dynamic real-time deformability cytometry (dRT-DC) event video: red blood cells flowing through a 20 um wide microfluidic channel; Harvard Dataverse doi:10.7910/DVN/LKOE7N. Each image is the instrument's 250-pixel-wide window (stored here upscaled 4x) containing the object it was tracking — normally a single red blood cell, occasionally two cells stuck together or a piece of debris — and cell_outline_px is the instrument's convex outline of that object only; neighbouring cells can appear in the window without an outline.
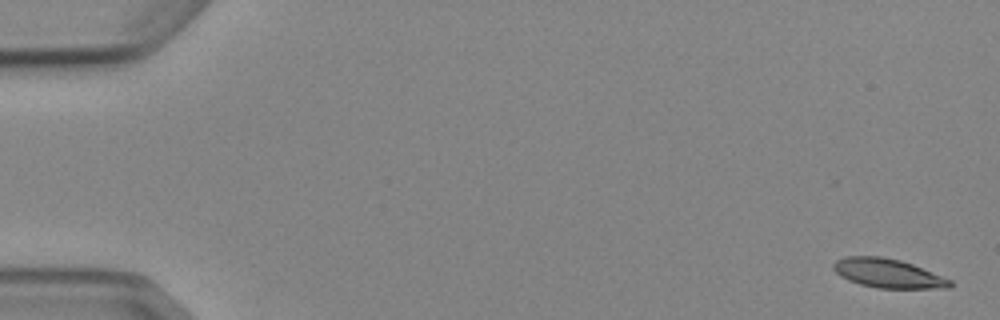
{"species": "Egyptian fruit bat (a non-hibernating species)", "species_latin": "Rousettus aegyptiacus", "temperature_condition": "cold", "stored_images_in_passage": 5, "camera_frame_rate_fps": 3000, "um_per_image_px": 0.085, "animal": {"sex": "female"}, "frame": {"image": 1, "passage_image": 1, "time_ms": 0.0, "image_size_px": [1000, 320], "cell_outline_px": [[952, 288], [876, 288], [860, 284], [848, 280], [840, 276], [832, 268], [832, 264], [836, 260], [844, 256], [880, 256], [900, 260], [912, 264], [952, 280]], "centroid_in_image_um": [75.45, 23.23], "position_along_channel_um": 9.5, "area_um2": 19.77}}
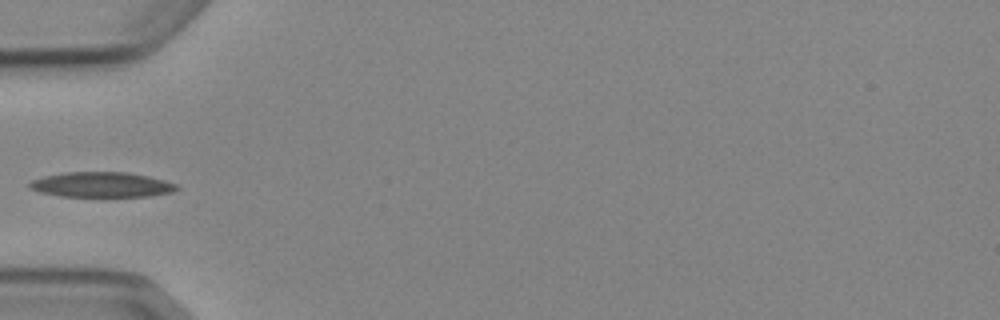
{"frame": {"image": 2, "passage_image": 5, "time_ms": 5.667, "image_size_px": [1000, 320], "cell_outline_px": [[180, 188], [172, 192], [152, 196], [60, 196], [40, 192], [28, 188], [28, 184], [32, 180], [44, 176], [64, 172], [128, 172], [148, 176], [164, 180], [176, 184]], "centroid_in_image_um": [8.63, 15.69], "position_along_channel_um": 76.4, "area_um2": 21.56}}